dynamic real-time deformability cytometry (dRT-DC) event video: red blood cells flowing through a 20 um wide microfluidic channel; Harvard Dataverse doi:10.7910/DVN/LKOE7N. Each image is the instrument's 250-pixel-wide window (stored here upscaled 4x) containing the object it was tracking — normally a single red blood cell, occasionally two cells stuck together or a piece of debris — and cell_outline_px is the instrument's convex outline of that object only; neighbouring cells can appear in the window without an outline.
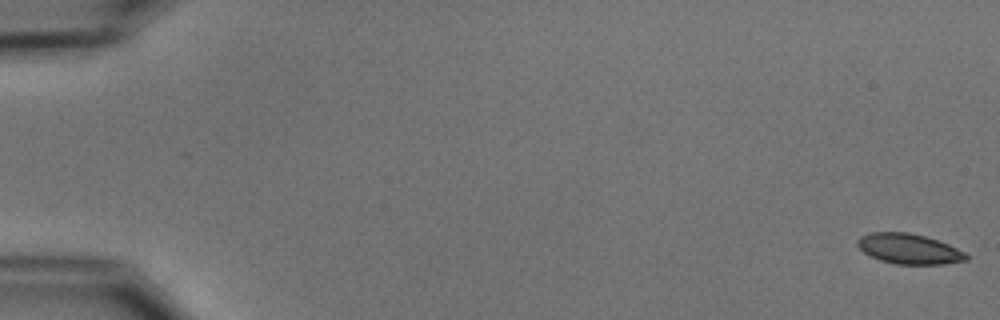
{"species": "common noctule bat (a hibernating species)", "species_latin": "Nyctalus noctula", "temperature_condition": "cold", "stored_images_in_passage": 6, "camera_frame_rate_fps": 3000, "um_per_image_px": 0.085, "animal": {"sex": "male", "body_mass_g": 15.6}, "frame": {"image": 1, "passage_image": 1, "time_ms": 0.0, "image_size_px": [1000, 320], "cell_outline_px": [[968, 260], [944, 264], [896, 264], [880, 260], [864, 252], [856, 244], [856, 240], [860, 236], [868, 232], [908, 232], [924, 236], [948, 244], [964, 252], [968, 256]], "centroid_in_image_um": [77.24, 21.15], "position_along_channel_um": 7.8, "area_um2": 19.07}}
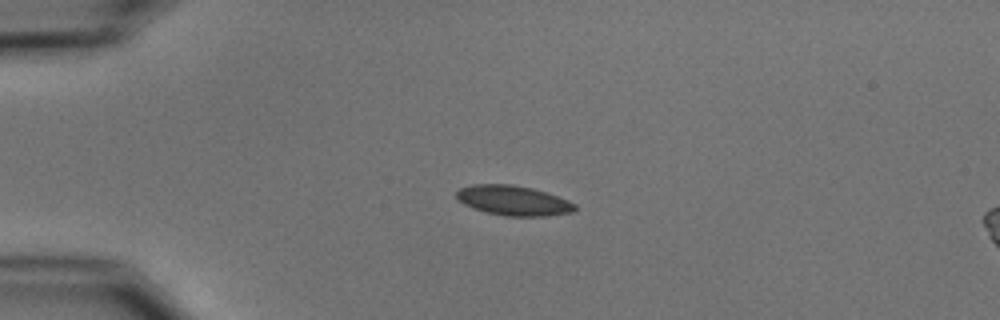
{"frame": {"image": 2, "passage_image": 4, "time_ms": 4.333, "image_size_px": [1000, 320], "cell_outline_px": [[576, 208], [572, 212], [544, 216], [504, 216], [472, 208], [464, 204], [456, 196], [456, 192], [460, 188], [472, 184], [512, 184], [532, 188], [568, 200], [576, 204]], "centroid_in_image_um": [43.62, 17.04], "position_along_channel_um": 41.4, "area_um2": 20.46}}